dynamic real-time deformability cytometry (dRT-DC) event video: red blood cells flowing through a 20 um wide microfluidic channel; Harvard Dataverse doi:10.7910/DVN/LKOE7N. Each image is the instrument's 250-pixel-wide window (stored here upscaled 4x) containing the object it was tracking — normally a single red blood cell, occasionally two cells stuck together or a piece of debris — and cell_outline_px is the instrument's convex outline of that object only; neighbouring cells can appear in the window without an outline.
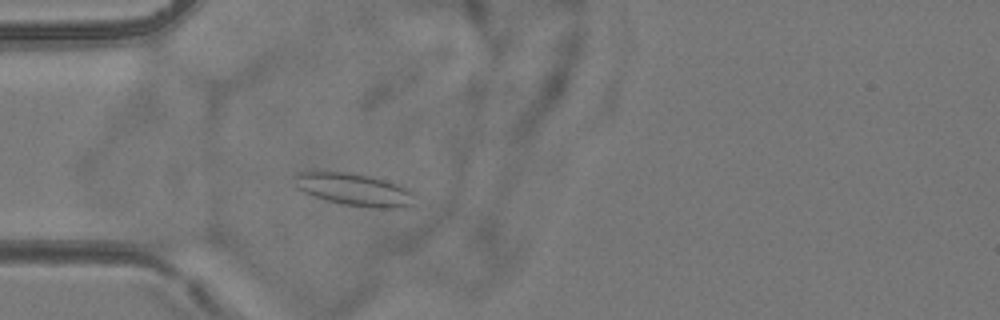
{"species": "common noctule bat (a hibernating species)", "species_latin": "Nyctalus noctula", "temperature_condition": "room temperature", "stored_images_in_passage": 4, "camera_frame_rate_fps": 3000, "um_per_image_px": 0.085, "animal": {"sex": "female", "body_mass_g": 24.6, "forearm_length_mm": 56.2}, "frame": {"image": 1, "passage_image": 4, "time_ms": 4.333, "image_size_px": [1000, 320], "cell_outline_px": [[416, 196], [412, 204], [396, 208], [376, 208], [340, 204], [324, 200], [304, 192], [296, 188], [292, 176], [296, 172], [316, 168], [352, 172], [372, 176], [388, 180], [400, 184], [412, 192]], "centroid_in_image_um": [29.99, 16.04], "position_along_channel_um": 55.0, "area_um2": 23.93}}